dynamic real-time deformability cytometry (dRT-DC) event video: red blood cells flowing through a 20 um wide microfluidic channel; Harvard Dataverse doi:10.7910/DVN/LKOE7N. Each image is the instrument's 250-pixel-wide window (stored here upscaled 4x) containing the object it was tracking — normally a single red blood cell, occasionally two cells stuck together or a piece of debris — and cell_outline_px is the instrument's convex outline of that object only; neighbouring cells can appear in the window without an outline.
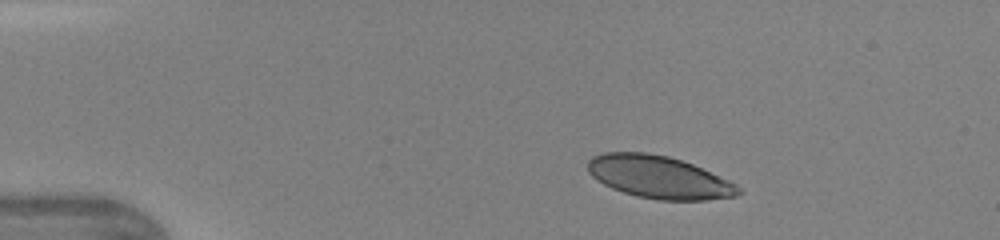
{"species": "human", "species_latin": "Homo sapiens", "temperature_condition": "warm", "stored_images_in_passage": 36, "camera_frame_rate_fps": 3000, "um_per_image_px": 0.085, "donor": {"sex": "female"}, "frame": {"image": 1, "passage_image": 1, "time_ms": 0.0, "image_size_px": [1000, 240], "cell_outline_px": [[744, 192], [736, 196], [704, 200], [660, 200], [636, 196], [612, 188], [596, 180], [588, 172], [588, 160], [592, 156], [604, 152], [648, 152], [668, 156], [692, 164], [728, 180], [736, 184]], "centroid_in_image_um": [55.99, 15.05], "position_along_channel_um": 29.0, "area_um2": 37.28}}
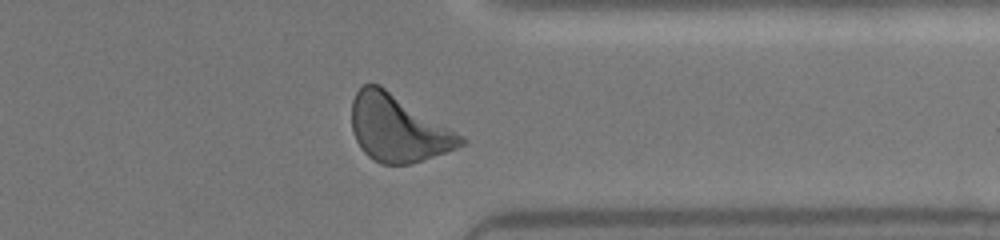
{"frame": {"image": 2, "passage_image": 29, "time_ms": 9.333, "image_size_px": [1000, 240], "cell_outline_px": [[468, 140], [464, 144], [456, 148], [412, 164], [380, 164], [368, 156], [360, 148], [352, 132], [352, 100], [356, 92], [364, 84], [380, 84], [464, 136]], "centroid_in_image_um": [33.82, 10.91], "position_along_channel_um": 377.6, "area_um2": 42.48}}
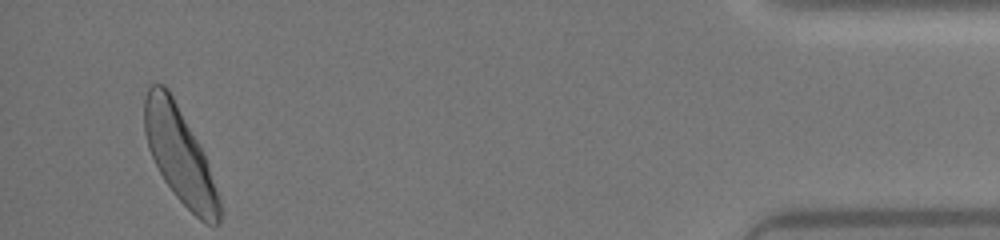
{"frame": {"image": 3, "passage_image": 36, "time_ms": 11.667, "image_size_px": [1000, 240], "cell_outline_px": [[220, 220], [216, 224], [208, 224], [200, 220], [176, 196], [164, 180], [148, 148], [144, 132], [144, 100], [148, 84], [164, 84], [168, 88], [204, 152], [220, 200]], "centroid_in_image_um": [15.25, 13.14], "position_along_channel_um": 419.9, "area_um2": 41.15}}